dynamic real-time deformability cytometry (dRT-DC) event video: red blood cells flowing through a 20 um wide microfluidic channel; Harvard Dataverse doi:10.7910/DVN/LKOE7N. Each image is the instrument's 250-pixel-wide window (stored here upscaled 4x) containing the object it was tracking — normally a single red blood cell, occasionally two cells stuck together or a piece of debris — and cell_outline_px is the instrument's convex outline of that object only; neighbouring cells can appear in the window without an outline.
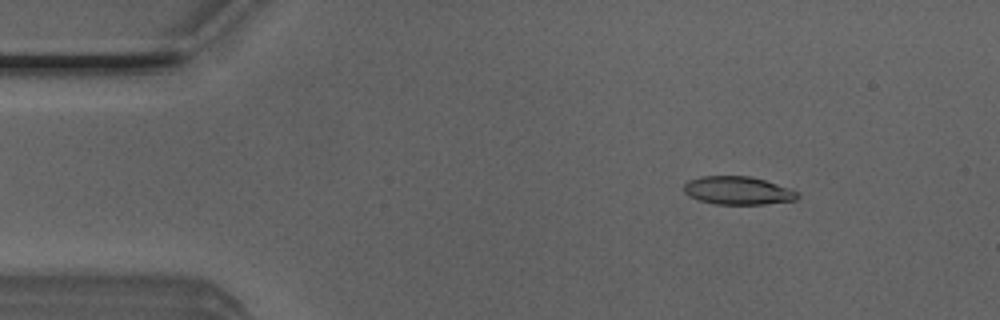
{"species": "Egyptian fruit bat (a non-hibernating species)", "species_latin": "Rousettus aegyptiacus", "temperature_condition": "room temperature", "stored_images_in_passage": 50, "camera_frame_rate_fps": 3000, "um_per_image_px": 0.085, "animal": {"sex": "male"}, "frame": {"image": 1, "passage_image": 6, "time_ms": 1.667, "image_size_px": [1000, 320], "cell_outline_px": [[800, 196], [796, 200], [764, 204], [716, 204], [700, 200], [688, 196], [684, 192], [684, 184], [688, 180], [700, 176], [748, 176], [764, 180], [788, 188], [796, 192]], "centroid_in_image_um": [62.68, 16.19], "position_along_channel_um": 22.3, "area_um2": 18.5}}
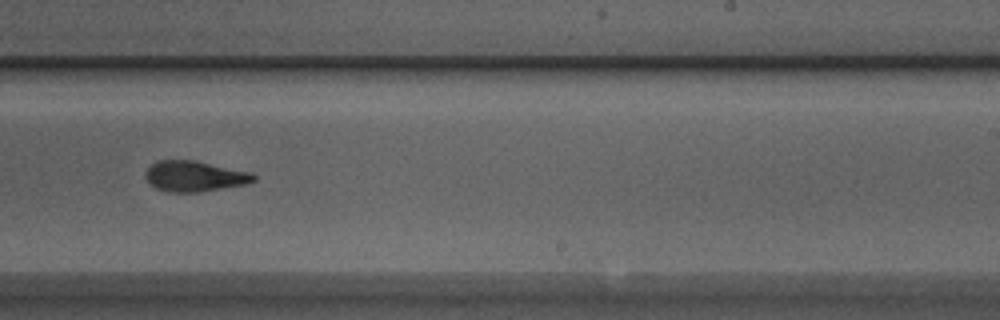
{"frame": {"image": 2, "passage_image": 30, "time_ms": 9.667, "image_size_px": [1000, 320], "cell_outline_px": [[256, 180], [244, 184], [200, 192], [168, 192], [156, 188], [148, 184], [144, 176], [144, 172], [156, 160], [192, 160], [252, 172], [256, 176]], "centroid_in_image_um": [16.49, 14.98], "position_along_channel_um": 272.5, "area_um2": 19.36}}
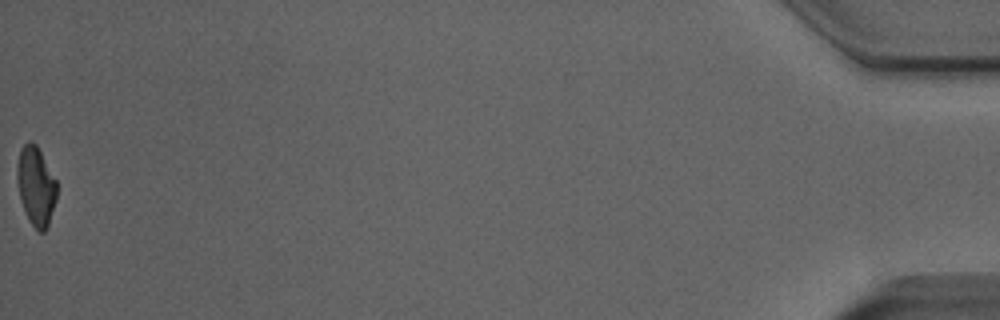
{"frame": {"image": 3, "passage_image": 50, "time_ms": 16.333, "image_size_px": [1000, 320], "cell_outline_px": [[56, 200], [48, 228], [44, 232], [40, 232], [28, 220], [24, 212], [20, 196], [16, 176], [16, 168], [20, 148], [28, 140], [32, 140], [36, 144], [56, 180]], "centroid_in_image_um": [3.04, 15.81], "position_along_channel_um": 432.2, "area_um2": 18.38}, "authors_computed_cell_mechanics": {"area_um2": 19.363, "velocity_mm_per_s": 4.0264, "shape_relaxation_time_tau1_ms": 5.3692, "shape_relaxation_time_tau2_ms": 2.58, "deformation_change_tau1": 0.1632, "deformation_change_tau2": 0.1106}}